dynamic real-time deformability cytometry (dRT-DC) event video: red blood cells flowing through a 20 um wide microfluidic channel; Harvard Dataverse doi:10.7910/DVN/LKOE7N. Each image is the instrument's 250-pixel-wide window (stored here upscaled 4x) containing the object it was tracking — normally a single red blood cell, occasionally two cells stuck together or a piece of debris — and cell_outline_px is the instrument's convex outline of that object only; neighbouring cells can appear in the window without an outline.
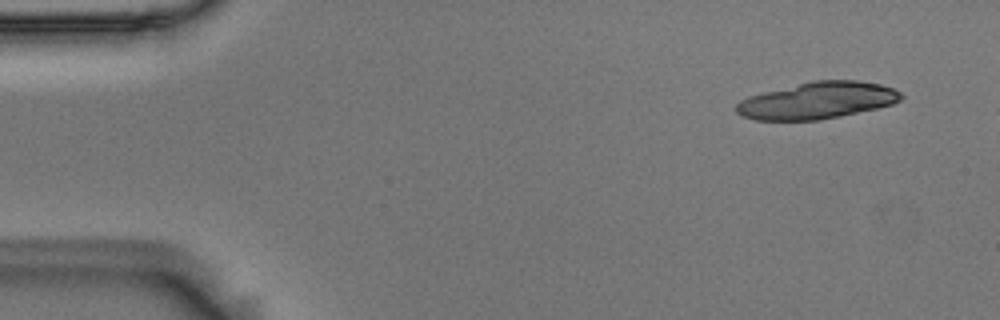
{"species": "Egyptian fruit bat (a non-hibernating species)", "species_latin": "Rousettus aegyptiacus", "temperature_condition": "room temperature", "stored_images_in_passage": 16, "camera_frame_rate_fps": 3000, "um_per_image_px": 0.085, "animal": {"sex": "male"}, "frame": {"image": 1, "passage_image": 1, "time_ms": 0.0, "image_size_px": [1000, 320], "cell_outline_px": [[904, 96], [900, 100], [892, 104], [876, 108], [840, 116], [820, 120], [756, 120], [744, 116], [736, 112], [736, 104], [740, 100], [748, 96], [812, 80], [856, 80], [880, 84], [892, 88], [900, 92]], "centroid_in_image_um": [69.47, 8.54], "position_along_channel_um": 15.5, "area_um2": 35.14}}